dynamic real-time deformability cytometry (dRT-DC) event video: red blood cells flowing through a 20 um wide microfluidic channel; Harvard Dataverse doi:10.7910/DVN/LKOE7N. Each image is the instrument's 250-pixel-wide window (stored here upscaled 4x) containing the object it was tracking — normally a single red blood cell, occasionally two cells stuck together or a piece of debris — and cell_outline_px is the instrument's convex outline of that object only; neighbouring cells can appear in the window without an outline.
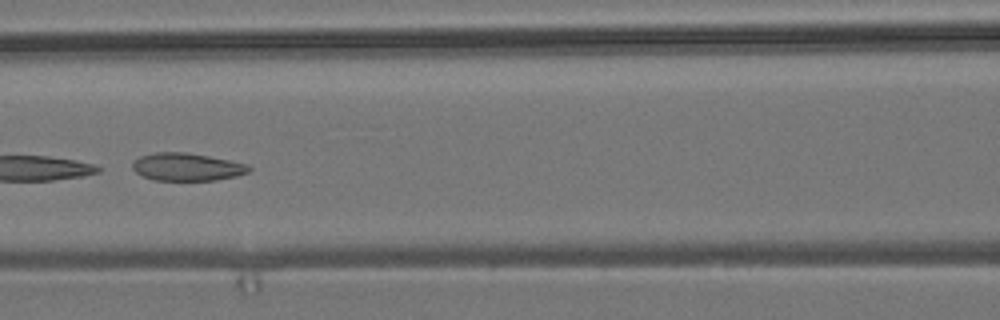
{"species": "common noctule bat (a hibernating species)", "species_latin": "Nyctalus noctula", "temperature_condition": "room temperature", "stored_images_in_passage": 7, "camera_frame_rate_fps": 3000, "um_per_image_px": 0.085, "animal": {"sex": "male", "body_mass_g": 19.2, "forearm_length_mm": 51.8}, "frame": {"image": 1, "passage_image": 7, "time_ms": 2.0, "image_size_px": [1000, 320], "cell_outline_px": [[252, 168], [248, 172], [236, 176], [216, 180], [152, 180], [136, 172], [132, 168], [132, 160], [140, 156], [156, 152], [188, 152], [248, 164]], "centroid_in_image_um": [15.87, 14.18], "position_along_channel_um": 150.7, "area_um2": 18.84}}